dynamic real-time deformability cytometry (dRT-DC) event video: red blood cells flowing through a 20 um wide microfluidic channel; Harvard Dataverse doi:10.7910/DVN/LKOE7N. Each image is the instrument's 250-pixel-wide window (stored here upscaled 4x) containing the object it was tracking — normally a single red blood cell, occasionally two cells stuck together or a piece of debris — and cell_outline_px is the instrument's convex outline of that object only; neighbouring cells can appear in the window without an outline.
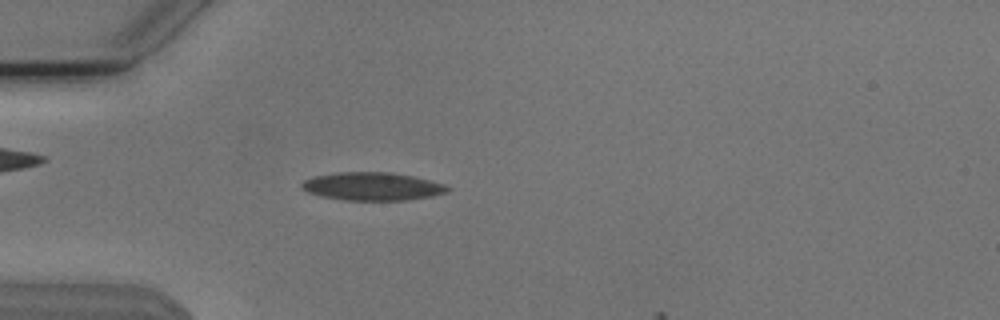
{"species": "Egyptian fruit bat (a non-hibernating species)", "species_latin": "Rousettus aegyptiacus", "temperature_condition": "cold", "stored_images_in_passage": 42, "camera_frame_rate_fps": 3000, "um_per_image_px": 0.085, "animal": {"sex": "male"}, "frame": {"image": 1, "passage_image": 9, "time_ms": 2.667, "image_size_px": [1000, 320], "cell_outline_px": [[452, 188], [448, 192], [432, 196], [404, 200], [344, 200], [320, 196], [308, 192], [300, 188], [300, 184], [304, 180], [312, 176], [336, 172], [392, 172], [412, 176], [444, 184]], "centroid_in_image_um": [31.61, 15.84], "position_along_channel_um": 53.4, "area_um2": 23.99}}
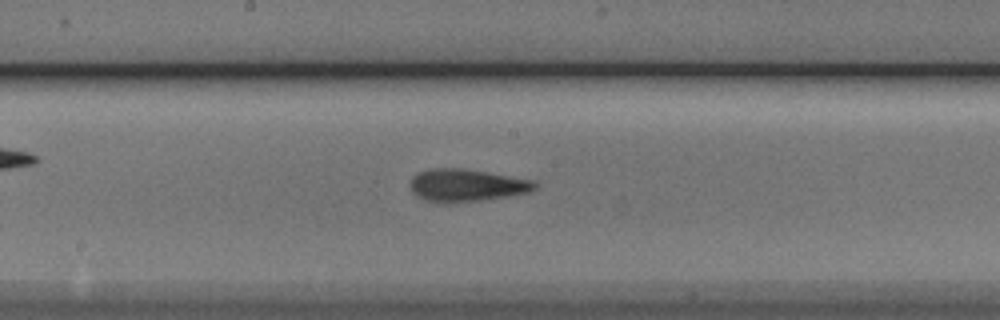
{"frame": {"image": 2, "passage_image": 22, "time_ms": 7.0, "image_size_px": [1000, 320], "cell_outline_px": [[540, 184], [536, 188], [528, 192], [508, 196], [480, 200], [444, 204], [424, 200], [416, 196], [412, 192], [412, 176], [420, 172], [432, 168], [464, 168], [532, 180]], "centroid_in_image_um": [39.65, 15.76], "position_along_channel_um": 208.6, "area_um2": 23.58}}
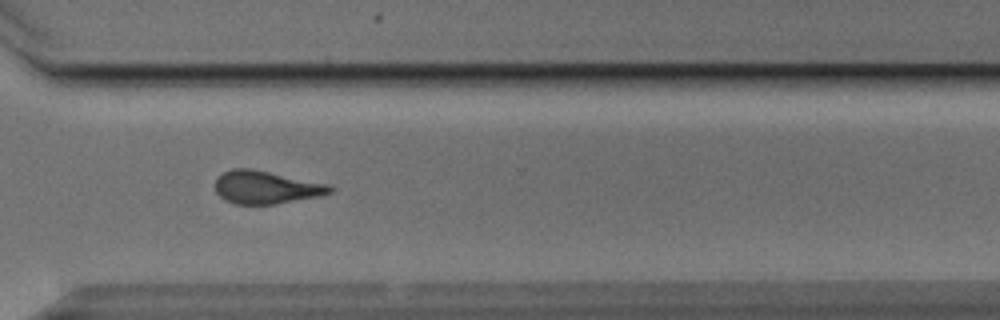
{"frame": {"image": 3, "passage_image": 33, "time_ms": 10.667, "image_size_px": [1000, 320], "cell_outline_px": [[336, 188], [332, 192], [320, 196], [276, 204], [236, 204], [224, 200], [216, 192], [216, 180], [224, 172], [232, 168], [252, 168], [332, 184]], "centroid_in_image_um": [22.68, 15.91], "position_along_channel_um": 347.9, "area_um2": 22.31}}